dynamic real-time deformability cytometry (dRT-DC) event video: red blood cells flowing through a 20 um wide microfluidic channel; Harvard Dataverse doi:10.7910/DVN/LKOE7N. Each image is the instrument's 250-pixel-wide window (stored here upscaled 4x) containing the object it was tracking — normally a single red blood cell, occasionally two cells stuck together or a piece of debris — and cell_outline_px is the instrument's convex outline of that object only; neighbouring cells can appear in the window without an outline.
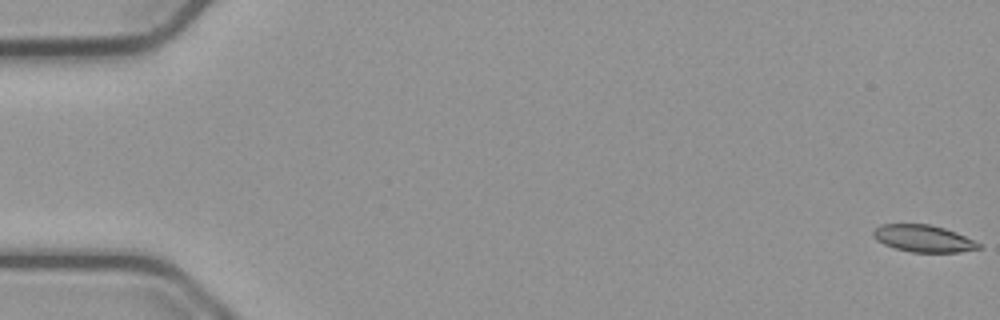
{"species": "common noctule bat (a hibernating species)", "species_latin": "Nyctalus noctula", "temperature_condition": "cold", "stored_images_in_passage": 55, "camera_frame_rate_fps": 3000, "um_per_image_px": 0.085, "animal": {"sex": "male", "body_mass_g": 23.1, "forearm_length_mm": 52.7}, "frame": {"image": 1, "passage_image": 1, "time_ms": 0.0, "image_size_px": [1000, 320], "cell_outline_px": [[980, 248], [960, 252], [912, 252], [896, 248], [884, 244], [876, 240], [872, 236], [872, 232], [880, 224], [928, 224], [944, 228], [956, 232], [980, 244]], "centroid_in_image_um": [78.45, 20.27], "position_along_channel_um": 6.6, "area_um2": 16.42}}
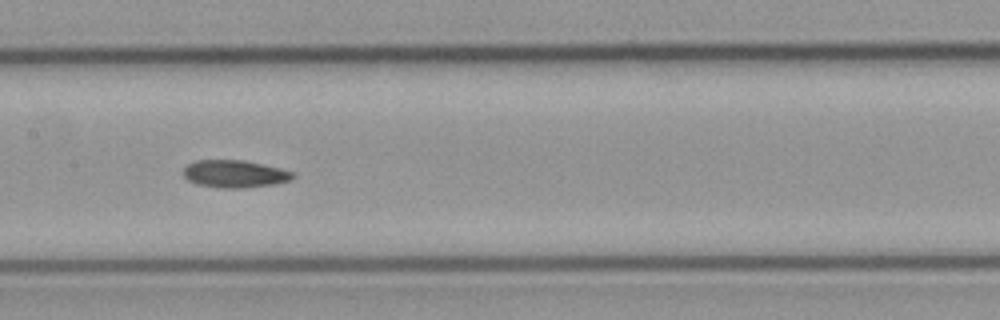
{"frame": {"image": 2, "passage_image": 28, "time_ms": 9.0, "image_size_px": [1000, 320], "cell_outline_px": [[296, 176], [292, 180], [276, 184], [244, 188], [220, 188], [196, 184], [188, 180], [180, 172], [188, 164], [196, 160], [244, 160], [280, 168], [292, 172]], "centroid_in_image_um": [19.94, 14.78], "position_along_channel_um": 187.5, "area_um2": 17.74}}
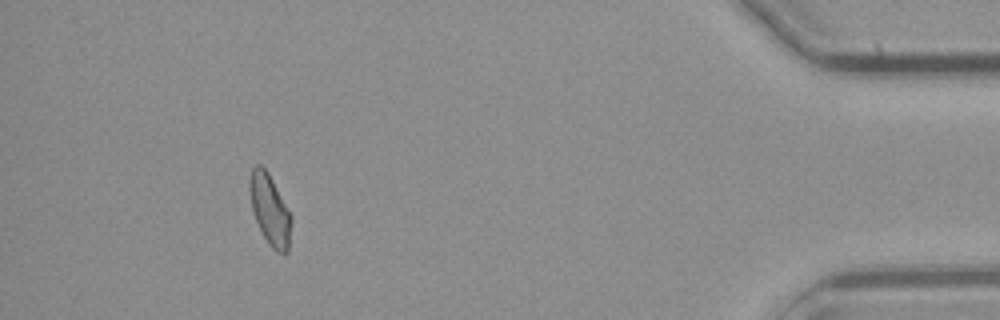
{"frame": {"image": 3, "passage_image": 51, "time_ms": 16.667, "image_size_px": [1000, 320], "cell_outline_px": [[292, 220], [288, 252], [284, 256], [276, 252], [268, 244], [252, 212], [252, 168], [256, 164], [260, 164], [268, 172], [292, 216]], "centroid_in_image_um": [23.01, 17.92], "position_along_channel_um": 412.2, "area_um2": 16.65}}